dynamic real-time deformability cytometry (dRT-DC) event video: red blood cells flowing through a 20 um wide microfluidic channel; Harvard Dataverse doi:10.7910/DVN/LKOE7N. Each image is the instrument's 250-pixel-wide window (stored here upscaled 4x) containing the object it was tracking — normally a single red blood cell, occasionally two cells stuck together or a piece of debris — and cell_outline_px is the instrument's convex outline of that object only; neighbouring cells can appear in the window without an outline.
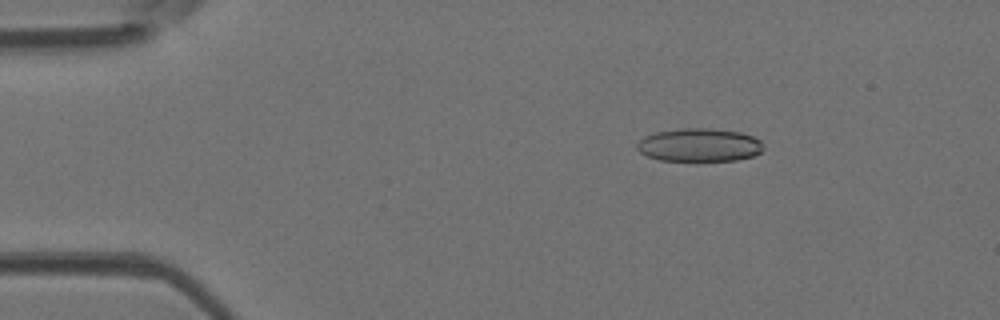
{"species": "Egyptian fruit bat (a non-hibernating species)", "species_latin": "Rousettus aegyptiacus", "temperature_condition": "room temperature", "stored_images_in_passage": 4, "camera_frame_rate_fps": 3000, "um_per_image_px": 0.085, "animal": {"sex": "female"}, "frame": {"image": 1, "passage_image": 2, "time_ms": 0.333, "image_size_px": [1000, 320], "cell_outline_px": [[764, 148], [760, 152], [752, 156], [736, 160], [660, 160], [648, 156], [640, 152], [636, 148], [636, 144], [644, 136], [656, 132], [684, 128], [712, 128], [740, 132], [752, 136], [760, 140]], "centroid_in_image_um": [59.44, 12.31], "position_along_channel_um": 25.6, "area_um2": 24.33}}
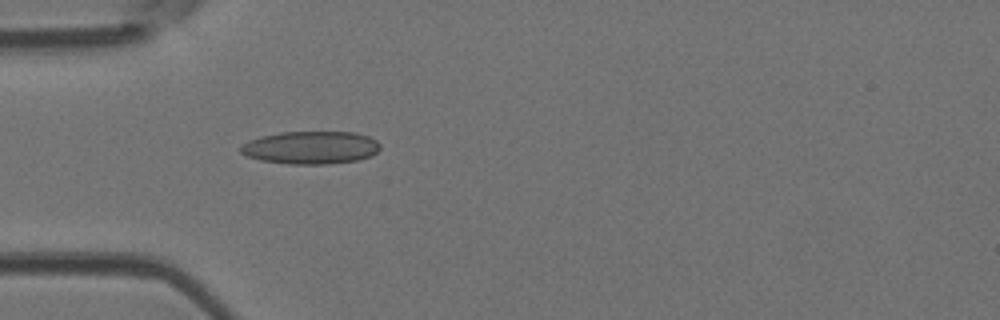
{"frame": {"image": 2, "passage_image": 4, "time_ms": 1.0, "image_size_px": [1000, 320], "cell_outline_px": [[380, 148], [372, 156], [356, 160], [328, 164], [288, 164], [260, 160], [248, 156], [240, 152], [240, 148], [248, 140], [260, 136], [280, 132], [356, 132], [368, 136], [376, 140], [380, 144]], "centroid_in_image_um": [26.42, 12.54], "position_along_channel_um": 58.6, "area_um2": 26.76}}